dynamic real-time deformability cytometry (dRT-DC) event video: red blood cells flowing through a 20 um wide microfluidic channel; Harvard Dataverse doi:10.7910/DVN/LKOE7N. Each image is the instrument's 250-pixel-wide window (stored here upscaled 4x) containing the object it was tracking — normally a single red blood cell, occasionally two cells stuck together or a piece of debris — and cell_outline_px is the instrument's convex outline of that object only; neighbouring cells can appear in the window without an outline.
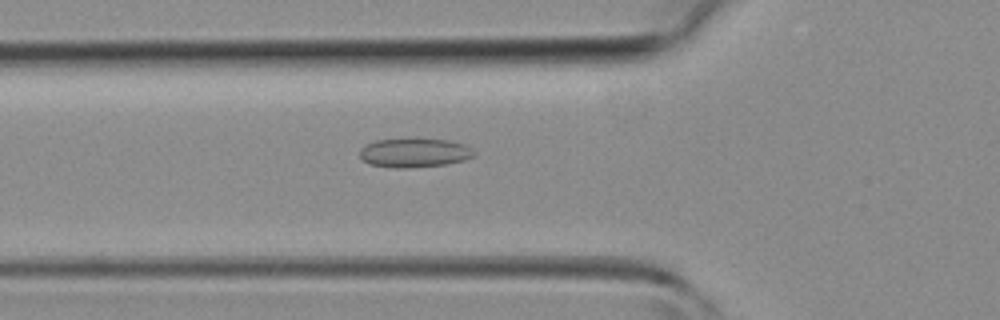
{"species": "common noctule bat (a hibernating species)", "species_latin": "Nyctalus noctula", "temperature_condition": "room temperature", "stored_images_in_passage": 40, "camera_frame_rate_fps": 3000, "um_per_image_px": 0.085, "animal": {"sex": "female", "body_mass_g": 19.3, "forearm_length_mm": 54.1}, "frame": {"image": 1, "passage_image": 13, "time_ms": 4.0, "image_size_px": [1000, 320], "cell_outline_px": [[476, 156], [464, 160], [448, 164], [408, 168], [392, 168], [368, 164], [360, 160], [360, 148], [376, 140], [448, 140], [464, 144], [472, 148], [476, 152]], "centroid_in_image_um": [35.23, 13.02], "position_along_channel_um": 90.6, "area_um2": 19.31}}
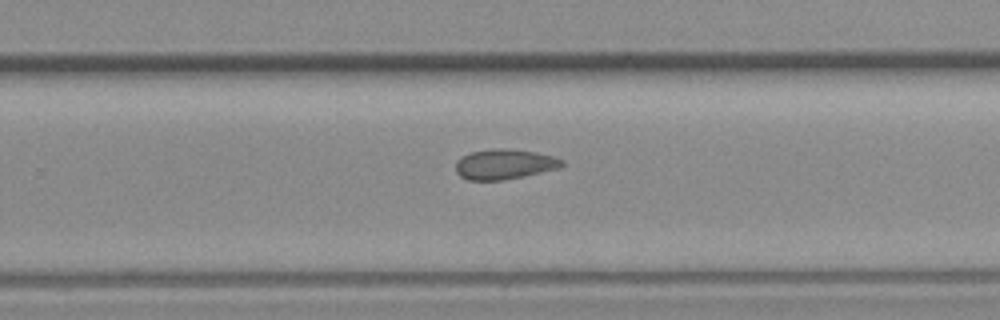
{"frame": {"image": 2, "passage_image": 25, "time_ms": 8.0, "image_size_px": [1000, 320], "cell_outline_px": [[564, 164], [560, 168], [524, 176], [504, 180], [468, 180], [460, 176], [456, 172], [456, 160], [472, 152], [500, 148], [508, 148], [536, 152], [552, 156], [564, 160]], "centroid_in_image_um": [42.9, 13.96], "position_along_channel_um": 286.9, "area_um2": 18.61}}
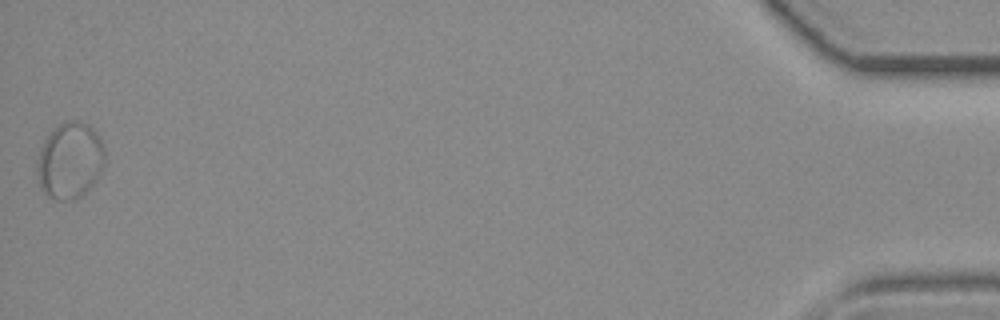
{"frame": {"image": 3, "passage_image": 40, "time_ms": 13.0, "image_size_px": [1000, 320], "cell_outline_px": [[104, 168], [96, 180], [80, 196], [72, 200], [56, 200], [48, 196], [40, 188], [36, 172], [36, 160], [40, 148], [44, 140], [60, 124], [72, 120], [80, 120], [88, 124], [96, 132], [104, 144]], "centroid_in_image_um": [5.94, 13.65], "position_along_channel_um": 429.3, "area_um2": 30.29}}